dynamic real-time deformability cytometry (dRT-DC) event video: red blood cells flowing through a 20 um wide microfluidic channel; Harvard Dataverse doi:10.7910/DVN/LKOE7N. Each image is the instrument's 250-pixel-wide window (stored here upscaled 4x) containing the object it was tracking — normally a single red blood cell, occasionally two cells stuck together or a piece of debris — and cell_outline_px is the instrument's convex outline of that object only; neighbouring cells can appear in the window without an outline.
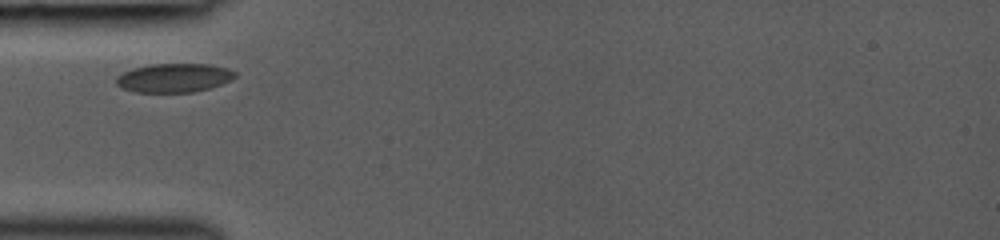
{"species": "common noctule bat (a hibernating species)", "species_latin": "Nyctalus noctula", "temperature_condition": "room temperature", "stored_images_in_passage": 26, "camera_frame_rate_fps": 3000, "um_per_image_px": 0.085, "animal": {"sex": "female", "body_mass_g": 19.0, "forearm_length_mm": 53.3}, "frame": {"image": 1, "passage_image": 1, "time_ms": 0.0, "image_size_px": [1000, 240], "cell_outline_px": [[236, 76], [232, 80], [208, 88], [192, 92], [136, 92], [124, 88], [116, 84], [116, 76], [124, 72], [136, 68], [152, 64], [208, 64], [228, 68], [236, 72]], "centroid_in_image_um": [14.82, 6.61], "position_along_channel_um": 70.2, "area_um2": 19.77}}
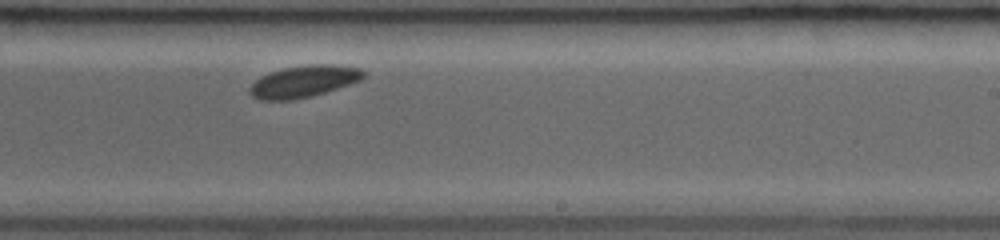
{"frame": {"image": 2, "passage_image": 15, "time_ms": 4.667, "image_size_px": [1000, 240], "cell_outline_px": [[364, 76], [360, 80], [312, 96], [292, 100], [260, 100], [252, 96], [248, 92], [248, 88], [256, 80], [272, 72], [284, 68], [308, 64], [332, 64], [360, 68], [364, 72]], "centroid_in_image_um": [25.79, 6.92], "position_along_channel_um": 263.2, "area_um2": 20.81}}
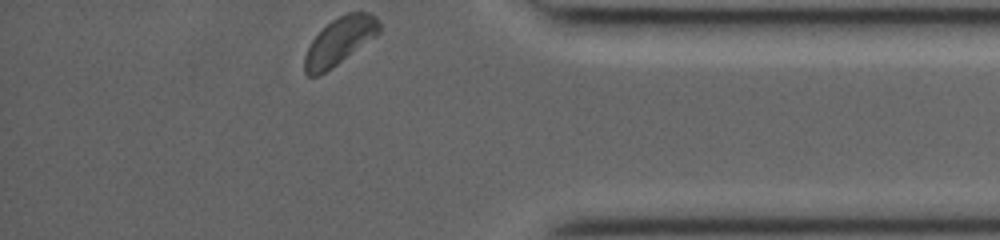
{"frame": {"image": 3, "passage_image": 26, "time_ms": 8.333, "image_size_px": [1000, 240], "cell_outline_px": [[380, 32], [376, 36], [332, 68], [316, 76], [308, 76], [304, 72], [304, 56], [312, 40], [332, 20], [348, 12], [372, 12], [380, 20]], "centroid_in_image_um": [28.9, 3.48], "position_along_channel_um": 406.3, "area_um2": 20.4}}